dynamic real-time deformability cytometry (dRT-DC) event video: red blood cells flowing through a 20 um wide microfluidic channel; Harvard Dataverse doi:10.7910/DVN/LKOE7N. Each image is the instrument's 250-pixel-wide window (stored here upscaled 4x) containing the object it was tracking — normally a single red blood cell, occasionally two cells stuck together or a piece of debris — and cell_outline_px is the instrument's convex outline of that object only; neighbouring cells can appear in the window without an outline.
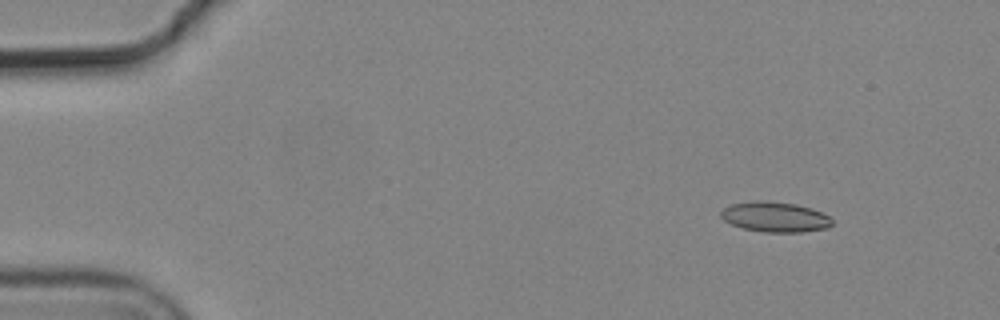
{"species": "common noctule bat (a hibernating species)", "species_latin": "Nyctalus noctula", "temperature_condition": "cold", "stored_images_in_passage": 4, "camera_frame_rate_fps": 3000, "um_per_image_px": 0.085, "animal": {"sex": "male", "body_mass_g": 19.2, "forearm_length_mm": 51.8}, "frame": {"image": 1, "passage_image": 2, "time_ms": 0.333, "image_size_px": [1000, 320], "cell_outline_px": [[832, 224], [828, 228], [800, 232], [764, 232], [744, 228], [732, 224], [724, 220], [720, 216], [720, 212], [724, 208], [732, 204], [752, 200], [764, 200], [796, 204], [812, 208], [828, 216], [832, 220]], "centroid_in_image_um": [65.87, 18.43], "position_along_channel_um": 19.1, "area_um2": 19.54}}
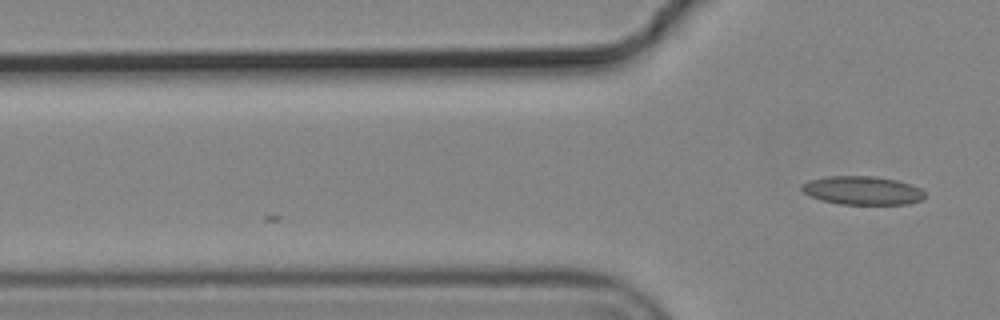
{"frame": {"image": 2, "passage_image": 4, "time_ms": 1.0, "image_size_px": [1000, 320], "cell_outline_px": [[928, 196], [924, 200], [908, 204], [840, 204], [808, 196], [800, 188], [800, 184], [808, 180], [828, 176], [872, 176], [896, 180], [912, 184], [920, 188]], "centroid_in_image_um": [73.33, 16.19], "position_along_channel_um": 52.5, "area_um2": 20.69}}